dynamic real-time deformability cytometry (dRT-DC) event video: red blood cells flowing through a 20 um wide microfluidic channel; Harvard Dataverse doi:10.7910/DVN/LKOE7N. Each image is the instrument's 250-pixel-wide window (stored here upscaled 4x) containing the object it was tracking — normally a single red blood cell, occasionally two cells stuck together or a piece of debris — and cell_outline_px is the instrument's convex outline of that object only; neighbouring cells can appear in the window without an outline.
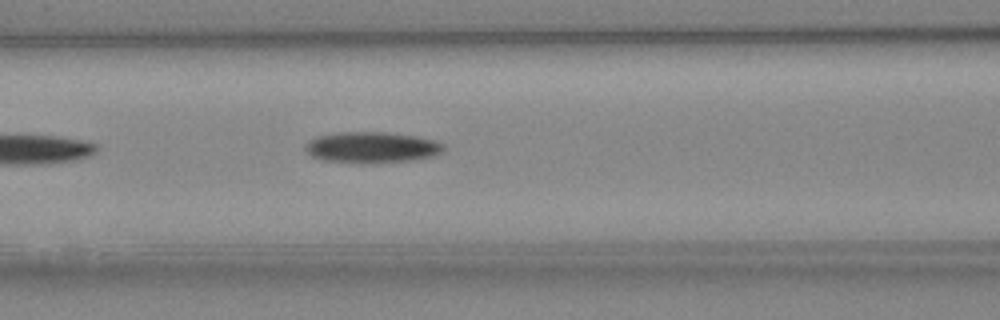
{"species": "Egyptian fruit bat (a non-hibernating species)", "species_latin": "Rousettus aegyptiacus", "temperature_condition": "cold", "stored_images_in_passage": 11, "camera_frame_rate_fps": 3000, "um_per_image_px": 0.085, "animal": {"sex": "female"}, "frame": {"image": 1, "passage_image": 8, "time_ms": 2.333, "image_size_px": [1000, 320], "cell_outline_px": [[444, 148], [440, 152], [432, 156], [412, 160], [364, 164], [360, 164], [320, 160], [312, 156], [304, 148], [304, 144], [308, 140], [320, 136], [340, 132], [388, 132], [416, 136], [432, 140], [444, 144]], "centroid_in_image_um": [31.55, 12.54], "position_along_channel_um": 135.0, "area_um2": 25.14}}